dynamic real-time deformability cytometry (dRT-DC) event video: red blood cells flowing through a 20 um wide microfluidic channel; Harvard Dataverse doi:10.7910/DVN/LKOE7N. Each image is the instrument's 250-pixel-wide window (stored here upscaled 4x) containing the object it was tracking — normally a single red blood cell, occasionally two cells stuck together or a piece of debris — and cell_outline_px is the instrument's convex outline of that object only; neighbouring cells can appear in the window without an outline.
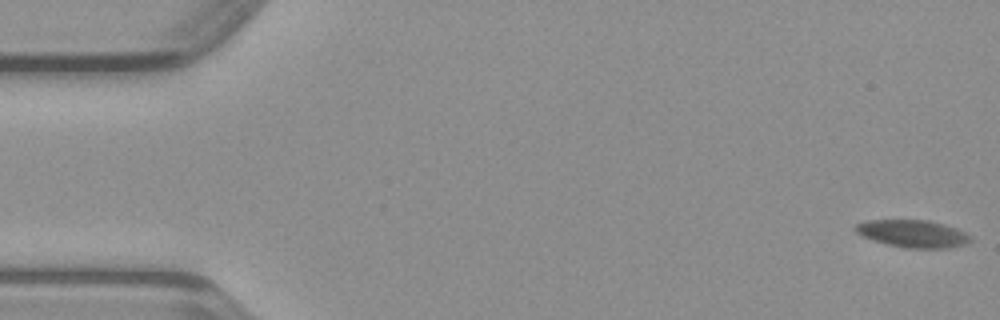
{"species": "common noctule bat (a hibernating species)", "species_latin": "Nyctalus noctula", "temperature_condition": "warm", "stored_images_in_passage": 50, "camera_frame_rate_fps": 3000, "um_per_image_px": 0.085, "animal": {"sex": "male", "body_mass_g": 23.1, "forearm_length_mm": 52.7}, "frame": {"image": 1, "passage_image": 1, "time_ms": 0.0, "image_size_px": [1000, 320], "cell_outline_px": [[972, 240], [960, 244], [944, 248], [904, 248], [888, 244], [864, 236], [856, 232], [856, 224], [868, 220], [924, 220], [940, 224], [964, 232]], "centroid_in_image_um": [77.53, 19.86], "position_along_channel_um": 7.5, "area_um2": 17.57}}
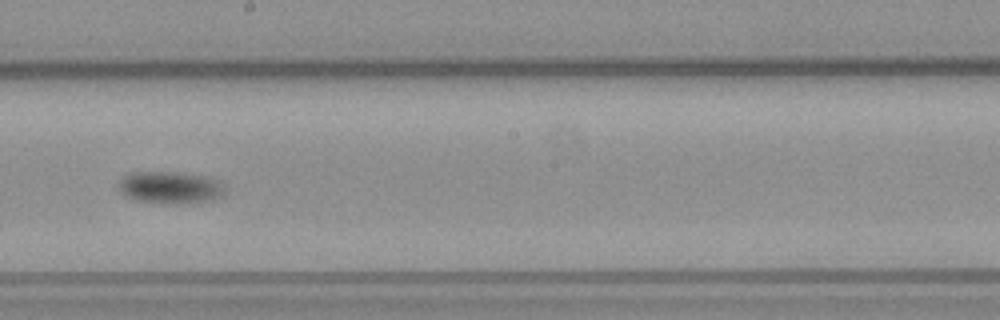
{"frame": {"image": 2, "passage_image": 28, "time_ms": 9.0, "image_size_px": [1000, 320], "cell_outline_px": [[220, 196], [216, 200], [192, 204], [164, 204], [136, 200], [124, 196], [120, 192], [116, 184], [128, 172], [168, 172], [200, 176], [212, 180], [220, 188]], "centroid_in_image_um": [14.3, 15.98], "position_along_channel_um": 233.9, "area_um2": 19.65}}
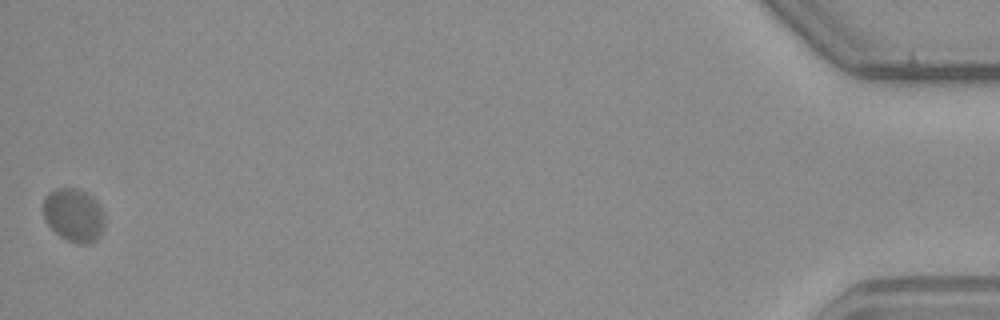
{"frame": {"image": 3, "passage_image": 50, "time_ms": 16.333, "image_size_px": [1000, 320], "cell_outline_px": [[104, 228], [100, 236], [96, 240], [88, 244], [80, 244], [68, 240], [60, 236], [48, 224], [44, 216], [44, 196], [48, 192], [56, 188], [80, 188], [88, 192], [96, 200], [104, 212]], "centroid_in_image_um": [6.3, 18.26], "position_along_channel_um": 428.9, "area_um2": 19.31}}